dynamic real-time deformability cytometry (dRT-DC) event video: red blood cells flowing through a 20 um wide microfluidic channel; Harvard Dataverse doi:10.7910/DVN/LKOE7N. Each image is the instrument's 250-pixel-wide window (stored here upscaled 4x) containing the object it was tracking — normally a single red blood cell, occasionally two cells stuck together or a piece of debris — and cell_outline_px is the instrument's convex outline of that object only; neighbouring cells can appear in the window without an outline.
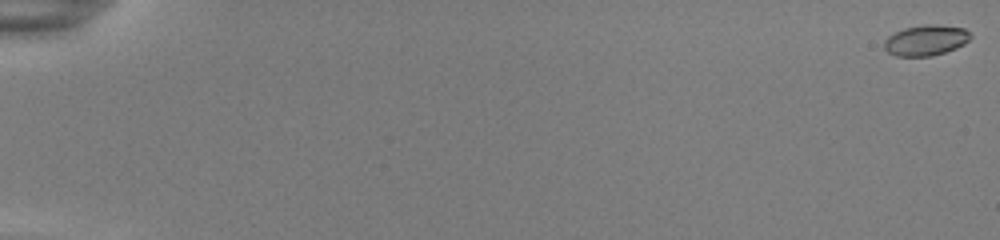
{"species": "common noctule bat (a hibernating species)", "species_latin": "Nyctalus noctula", "temperature_condition": "room temperature", "stored_images_in_passage": 52, "camera_frame_rate_fps": 3000, "um_per_image_px": 0.085, "animal": {"sex": "female", "body_mass_g": 22.0, "forearm_length_mm": 56.7}, "frame": {"image": 1, "passage_image": 1, "time_ms": 0.0, "image_size_px": [1000, 240], "cell_outline_px": [[972, 36], [964, 44], [956, 48], [932, 56], [896, 56], [888, 52], [884, 48], [884, 40], [888, 36], [904, 28], [924, 24], [936, 24], [964, 28]], "centroid_in_image_um": [78.69, 3.42], "position_along_channel_um": 6.3, "area_um2": 15.37}}
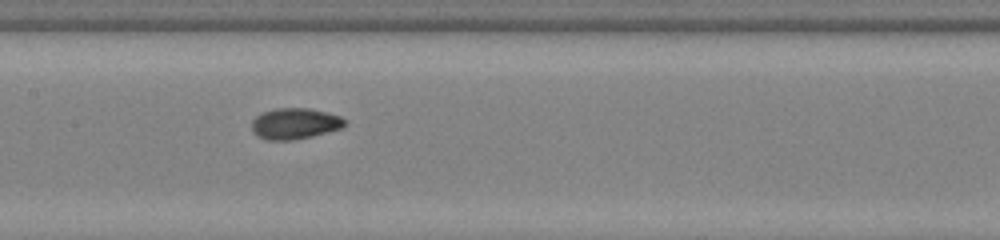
{"frame": {"image": 2, "passage_image": 30, "time_ms": 9.667, "image_size_px": [1000, 240], "cell_outline_px": [[348, 120], [340, 128], [312, 136], [292, 140], [268, 140], [252, 132], [252, 120], [260, 112], [276, 108], [308, 108], [340, 116]], "centroid_in_image_um": [25.03, 10.49], "position_along_channel_um": 182.4, "area_um2": 16.7}}
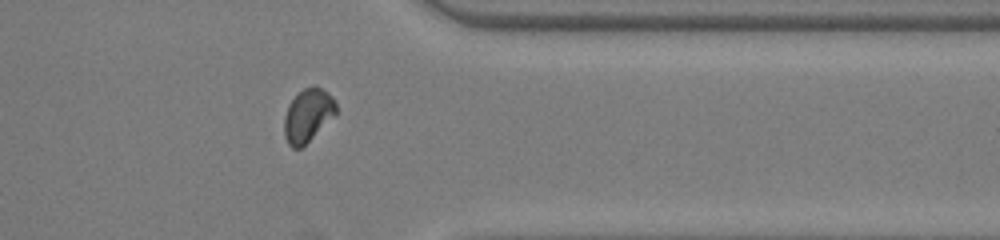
{"frame": {"image": 3, "passage_image": 46, "time_ms": 15.0, "image_size_px": [1000, 240], "cell_outline_px": [[336, 116], [300, 148], [292, 148], [288, 144], [284, 136], [284, 116], [288, 104], [304, 88], [312, 84], [316, 84], [328, 92], [336, 100]], "centroid_in_image_um": [26.19, 9.77], "position_along_channel_um": 385.2, "area_um2": 16.3}}